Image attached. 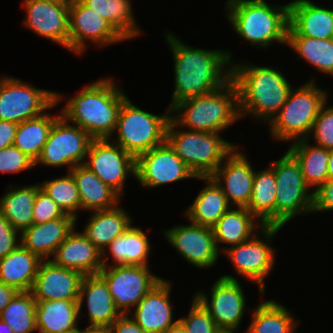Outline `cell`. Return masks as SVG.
Segmentation results:
<instances>
[{"instance_id":"obj_43","label":"cell","mask_w":333,"mask_h":333,"mask_svg":"<svg viewBox=\"0 0 333 333\" xmlns=\"http://www.w3.org/2000/svg\"><path fill=\"white\" fill-rule=\"evenodd\" d=\"M193 298L187 317L179 318L187 333H220L221 329L208 311L195 297Z\"/></svg>"},{"instance_id":"obj_49","label":"cell","mask_w":333,"mask_h":333,"mask_svg":"<svg viewBox=\"0 0 333 333\" xmlns=\"http://www.w3.org/2000/svg\"><path fill=\"white\" fill-rule=\"evenodd\" d=\"M108 330L109 333H147L128 314H121Z\"/></svg>"},{"instance_id":"obj_40","label":"cell","mask_w":333,"mask_h":333,"mask_svg":"<svg viewBox=\"0 0 333 333\" xmlns=\"http://www.w3.org/2000/svg\"><path fill=\"white\" fill-rule=\"evenodd\" d=\"M288 47L298 58L304 59L318 71L333 76V38L315 39L304 36H287Z\"/></svg>"},{"instance_id":"obj_8","label":"cell","mask_w":333,"mask_h":333,"mask_svg":"<svg viewBox=\"0 0 333 333\" xmlns=\"http://www.w3.org/2000/svg\"><path fill=\"white\" fill-rule=\"evenodd\" d=\"M170 108L162 115H155L132 104L127 98L119 111L114 133L110 138L135 159L166 141V129L170 120Z\"/></svg>"},{"instance_id":"obj_42","label":"cell","mask_w":333,"mask_h":333,"mask_svg":"<svg viewBox=\"0 0 333 333\" xmlns=\"http://www.w3.org/2000/svg\"><path fill=\"white\" fill-rule=\"evenodd\" d=\"M66 176L46 180L40 187L67 215L77 220L81 203L76 182L70 172Z\"/></svg>"},{"instance_id":"obj_58","label":"cell","mask_w":333,"mask_h":333,"mask_svg":"<svg viewBox=\"0 0 333 333\" xmlns=\"http://www.w3.org/2000/svg\"><path fill=\"white\" fill-rule=\"evenodd\" d=\"M64 333H80V329L73 332H64Z\"/></svg>"},{"instance_id":"obj_15","label":"cell","mask_w":333,"mask_h":333,"mask_svg":"<svg viewBox=\"0 0 333 333\" xmlns=\"http://www.w3.org/2000/svg\"><path fill=\"white\" fill-rule=\"evenodd\" d=\"M84 165L119 196L123 195L126 177L135 179L136 159L110 139H93Z\"/></svg>"},{"instance_id":"obj_20","label":"cell","mask_w":333,"mask_h":333,"mask_svg":"<svg viewBox=\"0 0 333 333\" xmlns=\"http://www.w3.org/2000/svg\"><path fill=\"white\" fill-rule=\"evenodd\" d=\"M69 5L23 0L24 26L69 50Z\"/></svg>"},{"instance_id":"obj_44","label":"cell","mask_w":333,"mask_h":333,"mask_svg":"<svg viewBox=\"0 0 333 333\" xmlns=\"http://www.w3.org/2000/svg\"><path fill=\"white\" fill-rule=\"evenodd\" d=\"M326 104L321 107L308 139L313 137L315 145L333 150V106Z\"/></svg>"},{"instance_id":"obj_32","label":"cell","mask_w":333,"mask_h":333,"mask_svg":"<svg viewBox=\"0 0 333 333\" xmlns=\"http://www.w3.org/2000/svg\"><path fill=\"white\" fill-rule=\"evenodd\" d=\"M41 259L21 244L0 259V282L18 291H31Z\"/></svg>"},{"instance_id":"obj_1","label":"cell","mask_w":333,"mask_h":333,"mask_svg":"<svg viewBox=\"0 0 333 333\" xmlns=\"http://www.w3.org/2000/svg\"><path fill=\"white\" fill-rule=\"evenodd\" d=\"M174 61V91L169 108L192 97L213 92L232 77V55L226 50H205L186 45L165 34Z\"/></svg>"},{"instance_id":"obj_51","label":"cell","mask_w":333,"mask_h":333,"mask_svg":"<svg viewBox=\"0 0 333 333\" xmlns=\"http://www.w3.org/2000/svg\"><path fill=\"white\" fill-rule=\"evenodd\" d=\"M19 291L3 282H0V314Z\"/></svg>"},{"instance_id":"obj_57","label":"cell","mask_w":333,"mask_h":333,"mask_svg":"<svg viewBox=\"0 0 333 333\" xmlns=\"http://www.w3.org/2000/svg\"><path fill=\"white\" fill-rule=\"evenodd\" d=\"M220 333H234V331L221 330Z\"/></svg>"},{"instance_id":"obj_37","label":"cell","mask_w":333,"mask_h":333,"mask_svg":"<svg viewBox=\"0 0 333 333\" xmlns=\"http://www.w3.org/2000/svg\"><path fill=\"white\" fill-rule=\"evenodd\" d=\"M247 333H296L298 320L289 309L274 301H263L252 310Z\"/></svg>"},{"instance_id":"obj_5","label":"cell","mask_w":333,"mask_h":333,"mask_svg":"<svg viewBox=\"0 0 333 333\" xmlns=\"http://www.w3.org/2000/svg\"><path fill=\"white\" fill-rule=\"evenodd\" d=\"M170 114L177 128L220 133L241 118L238 89L231 79L213 92L175 104Z\"/></svg>"},{"instance_id":"obj_4","label":"cell","mask_w":333,"mask_h":333,"mask_svg":"<svg viewBox=\"0 0 333 333\" xmlns=\"http://www.w3.org/2000/svg\"><path fill=\"white\" fill-rule=\"evenodd\" d=\"M227 19L236 34L252 46L270 48L287 44L289 4L273 5L265 0H227Z\"/></svg>"},{"instance_id":"obj_45","label":"cell","mask_w":333,"mask_h":333,"mask_svg":"<svg viewBox=\"0 0 333 333\" xmlns=\"http://www.w3.org/2000/svg\"><path fill=\"white\" fill-rule=\"evenodd\" d=\"M57 218H73L62 209L41 188L37 191L33 207V224H42Z\"/></svg>"},{"instance_id":"obj_17","label":"cell","mask_w":333,"mask_h":333,"mask_svg":"<svg viewBox=\"0 0 333 333\" xmlns=\"http://www.w3.org/2000/svg\"><path fill=\"white\" fill-rule=\"evenodd\" d=\"M135 172L137 182L147 188L196 178L167 141L139 155Z\"/></svg>"},{"instance_id":"obj_6","label":"cell","mask_w":333,"mask_h":333,"mask_svg":"<svg viewBox=\"0 0 333 333\" xmlns=\"http://www.w3.org/2000/svg\"><path fill=\"white\" fill-rule=\"evenodd\" d=\"M176 128L177 124L170 118L166 141L196 177L211 176L238 146L220 137L219 133L178 131Z\"/></svg>"},{"instance_id":"obj_28","label":"cell","mask_w":333,"mask_h":333,"mask_svg":"<svg viewBox=\"0 0 333 333\" xmlns=\"http://www.w3.org/2000/svg\"><path fill=\"white\" fill-rule=\"evenodd\" d=\"M78 188L81 210H107L119 205L120 197L84 164L69 171Z\"/></svg>"},{"instance_id":"obj_12","label":"cell","mask_w":333,"mask_h":333,"mask_svg":"<svg viewBox=\"0 0 333 333\" xmlns=\"http://www.w3.org/2000/svg\"><path fill=\"white\" fill-rule=\"evenodd\" d=\"M93 138L77 125H71L59 114L35 165L51 167L68 166V172L79 164H84Z\"/></svg>"},{"instance_id":"obj_56","label":"cell","mask_w":333,"mask_h":333,"mask_svg":"<svg viewBox=\"0 0 333 333\" xmlns=\"http://www.w3.org/2000/svg\"><path fill=\"white\" fill-rule=\"evenodd\" d=\"M41 2H50L53 4H71L72 0H38Z\"/></svg>"},{"instance_id":"obj_35","label":"cell","mask_w":333,"mask_h":333,"mask_svg":"<svg viewBox=\"0 0 333 333\" xmlns=\"http://www.w3.org/2000/svg\"><path fill=\"white\" fill-rule=\"evenodd\" d=\"M10 187L0 198V213L19 232L33 224V207L40 183Z\"/></svg>"},{"instance_id":"obj_30","label":"cell","mask_w":333,"mask_h":333,"mask_svg":"<svg viewBox=\"0 0 333 333\" xmlns=\"http://www.w3.org/2000/svg\"><path fill=\"white\" fill-rule=\"evenodd\" d=\"M78 300L36 301V327L40 333H64L79 330Z\"/></svg>"},{"instance_id":"obj_52","label":"cell","mask_w":333,"mask_h":333,"mask_svg":"<svg viewBox=\"0 0 333 333\" xmlns=\"http://www.w3.org/2000/svg\"><path fill=\"white\" fill-rule=\"evenodd\" d=\"M164 333H187L185 327L180 321L168 328Z\"/></svg>"},{"instance_id":"obj_23","label":"cell","mask_w":333,"mask_h":333,"mask_svg":"<svg viewBox=\"0 0 333 333\" xmlns=\"http://www.w3.org/2000/svg\"><path fill=\"white\" fill-rule=\"evenodd\" d=\"M287 36L315 39L333 38V10L321 7L311 0L289 2Z\"/></svg>"},{"instance_id":"obj_11","label":"cell","mask_w":333,"mask_h":333,"mask_svg":"<svg viewBox=\"0 0 333 333\" xmlns=\"http://www.w3.org/2000/svg\"><path fill=\"white\" fill-rule=\"evenodd\" d=\"M281 228L264 226L260 229V234H262L260 238L257 232L250 240L241 244L229 248L220 247V251L222 250L223 254H226L225 256H228L233 263L236 273L255 282L261 294L265 292L264 279L273 270L276 258V250L269 243Z\"/></svg>"},{"instance_id":"obj_10","label":"cell","mask_w":333,"mask_h":333,"mask_svg":"<svg viewBox=\"0 0 333 333\" xmlns=\"http://www.w3.org/2000/svg\"><path fill=\"white\" fill-rule=\"evenodd\" d=\"M62 99L59 92L31 86L18 78H0V120L22 123L55 107Z\"/></svg>"},{"instance_id":"obj_53","label":"cell","mask_w":333,"mask_h":333,"mask_svg":"<svg viewBox=\"0 0 333 333\" xmlns=\"http://www.w3.org/2000/svg\"><path fill=\"white\" fill-rule=\"evenodd\" d=\"M327 169H328V179H333V150H330Z\"/></svg>"},{"instance_id":"obj_25","label":"cell","mask_w":333,"mask_h":333,"mask_svg":"<svg viewBox=\"0 0 333 333\" xmlns=\"http://www.w3.org/2000/svg\"><path fill=\"white\" fill-rule=\"evenodd\" d=\"M76 228L57 247L53 259L55 265L79 271L83 275H95L103 268L102 252Z\"/></svg>"},{"instance_id":"obj_7","label":"cell","mask_w":333,"mask_h":333,"mask_svg":"<svg viewBox=\"0 0 333 333\" xmlns=\"http://www.w3.org/2000/svg\"><path fill=\"white\" fill-rule=\"evenodd\" d=\"M311 80L291 89L285 104L269 123L274 140L295 142L309 138L321 107L328 101L326 90Z\"/></svg>"},{"instance_id":"obj_9","label":"cell","mask_w":333,"mask_h":333,"mask_svg":"<svg viewBox=\"0 0 333 333\" xmlns=\"http://www.w3.org/2000/svg\"><path fill=\"white\" fill-rule=\"evenodd\" d=\"M270 163L276 178V226L302 214L313 213L314 191L306 184L296 159L287 151Z\"/></svg>"},{"instance_id":"obj_31","label":"cell","mask_w":333,"mask_h":333,"mask_svg":"<svg viewBox=\"0 0 333 333\" xmlns=\"http://www.w3.org/2000/svg\"><path fill=\"white\" fill-rule=\"evenodd\" d=\"M195 179L205 180L207 186L201 189L194 202L185 210L184 215L188 221L212 228L230 209V204L221 188L210 176Z\"/></svg>"},{"instance_id":"obj_22","label":"cell","mask_w":333,"mask_h":333,"mask_svg":"<svg viewBox=\"0 0 333 333\" xmlns=\"http://www.w3.org/2000/svg\"><path fill=\"white\" fill-rule=\"evenodd\" d=\"M172 284L162 279L157 283L130 312L136 323L147 333H164L176 324L170 300Z\"/></svg>"},{"instance_id":"obj_46","label":"cell","mask_w":333,"mask_h":333,"mask_svg":"<svg viewBox=\"0 0 333 333\" xmlns=\"http://www.w3.org/2000/svg\"><path fill=\"white\" fill-rule=\"evenodd\" d=\"M35 167V162L16 146L11 145L0 150V172L18 173Z\"/></svg>"},{"instance_id":"obj_36","label":"cell","mask_w":333,"mask_h":333,"mask_svg":"<svg viewBox=\"0 0 333 333\" xmlns=\"http://www.w3.org/2000/svg\"><path fill=\"white\" fill-rule=\"evenodd\" d=\"M246 208L263 226H276V178L270 165L255 171L252 198Z\"/></svg>"},{"instance_id":"obj_41","label":"cell","mask_w":333,"mask_h":333,"mask_svg":"<svg viewBox=\"0 0 333 333\" xmlns=\"http://www.w3.org/2000/svg\"><path fill=\"white\" fill-rule=\"evenodd\" d=\"M0 319L13 333H32L36 327V300L31 291H19L3 309Z\"/></svg>"},{"instance_id":"obj_47","label":"cell","mask_w":333,"mask_h":333,"mask_svg":"<svg viewBox=\"0 0 333 333\" xmlns=\"http://www.w3.org/2000/svg\"><path fill=\"white\" fill-rule=\"evenodd\" d=\"M19 233L0 213V259L5 258L18 247L20 236L17 235Z\"/></svg>"},{"instance_id":"obj_54","label":"cell","mask_w":333,"mask_h":333,"mask_svg":"<svg viewBox=\"0 0 333 333\" xmlns=\"http://www.w3.org/2000/svg\"><path fill=\"white\" fill-rule=\"evenodd\" d=\"M80 333H109L108 329L85 328Z\"/></svg>"},{"instance_id":"obj_19","label":"cell","mask_w":333,"mask_h":333,"mask_svg":"<svg viewBox=\"0 0 333 333\" xmlns=\"http://www.w3.org/2000/svg\"><path fill=\"white\" fill-rule=\"evenodd\" d=\"M236 148L210 176L221 188L229 204L247 207L252 198L255 170L244 153Z\"/></svg>"},{"instance_id":"obj_2","label":"cell","mask_w":333,"mask_h":333,"mask_svg":"<svg viewBox=\"0 0 333 333\" xmlns=\"http://www.w3.org/2000/svg\"><path fill=\"white\" fill-rule=\"evenodd\" d=\"M127 98L111 77L99 79L67 99L61 115L93 139H110L115 132L120 108Z\"/></svg>"},{"instance_id":"obj_26","label":"cell","mask_w":333,"mask_h":333,"mask_svg":"<svg viewBox=\"0 0 333 333\" xmlns=\"http://www.w3.org/2000/svg\"><path fill=\"white\" fill-rule=\"evenodd\" d=\"M76 223L75 218H57L42 224H32L20 232V244L41 260H49L76 228Z\"/></svg>"},{"instance_id":"obj_24","label":"cell","mask_w":333,"mask_h":333,"mask_svg":"<svg viewBox=\"0 0 333 333\" xmlns=\"http://www.w3.org/2000/svg\"><path fill=\"white\" fill-rule=\"evenodd\" d=\"M86 300L89 325L86 328L108 329L121 315L115 307L105 280L99 275H84L79 292V313Z\"/></svg>"},{"instance_id":"obj_50","label":"cell","mask_w":333,"mask_h":333,"mask_svg":"<svg viewBox=\"0 0 333 333\" xmlns=\"http://www.w3.org/2000/svg\"><path fill=\"white\" fill-rule=\"evenodd\" d=\"M17 123L0 120V150L13 145Z\"/></svg>"},{"instance_id":"obj_38","label":"cell","mask_w":333,"mask_h":333,"mask_svg":"<svg viewBox=\"0 0 333 333\" xmlns=\"http://www.w3.org/2000/svg\"><path fill=\"white\" fill-rule=\"evenodd\" d=\"M58 117L45 111L37 117L18 123L13 145L36 162Z\"/></svg>"},{"instance_id":"obj_14","label":"cell","mask_w":333,"mask_h":333,"mask_svg":"<svg viewBox=\"0 0 333 333\" xmlns=\"http://www.w3.org/2000/svg\"><path fill=\"white\" fill-rule=\"evenodd\" d=\"M195 294L194 297L208 311L221 330L235 332L239 330L245 313L246 298L242 286L234 276L226 274L218 278L211 286L209 297L202 290Z\"/></svg>"},{"instance_id":"obj_13","label":"cell","mask_w":333,"mask_h":333,"mask_svg":"<svg viewBox=\"0 0 333 333\" xmlns=\"http://www.w3.org/2000/svg\"><path fill=\"white\" fill-rule=\"evenodd\" d=\"M107 283L115 307L120 314L130 313V309L163 278L153 275L149 266L115 265L103 266L98 273Z\"/></svg>"},{"instance_id":"obj_16","label":"cell","mask_w":333,"mask_h":333,"mask_svg":"<svg viewBox=\"0 0 333 333\" xmlns=\"http://www.w3.org/2000/svg\"><path fill=\"white\" fill-rule=\"evenodd\" d=\"M87 40L103 47L126 39L93 9L80 0H72L69 5V51L81 55L86 51Z\"/></svg>"},{"instance_id":"obj_33","label":"cell","mask_w":333,"mask_h":333,"mask_svg":"<svg viewBox=\"0 0 333 333\" xmlns=\"http://www.w3.org/2000/svg\"><path fill=\"white\" fill-rule=\"evenodd\" d=\"M256 220L257 218L246 207L229 209L212 227L218 251L220 252V243L232 247L250 240L264 227L259 221L255 223Z\"/></svg>"},{"instance_id":"obj_21","label":"cell","mask_w":333,"mask_h":333,"mask_svg":"<svg viewBox=\"0 0 333 333\" xmlns=\"http://www.w3.org/2000/svg\"><path fill=\"white\" fill-rule=\"evenodd\" d=\"M83 277L79 271L42 260L31 292L36 301L78 300Z\"/></svg>"},{"instance_id":"obj_18","label":"cell","mask_w":333,"mask_h":333,"mask_svg":"<svg viewBox=\"0 0 333 333\" xmlns=\"http://www.w3.org/2000/svg\"><path fill=\"white\" fill-rule=\"evenodd\" d=\"M164 236L173 248L192 266L210 268L216 264L220 252L211 227L191 222L165 230Z\"/></svg>"},{"instance_id":"obj_39","label":"cell","mask_w":333,"mask_h":333,"mask_svg":"<svg viewBox=\"0 0 333 333\" xmlns=\"http://www.w3.org/2000/svg\"><path fill=\"white\" fill-rule=\"evenodd\" d=\"M84 5L109 21L126 39L140 35L133 15L131 0H80Z\"/></svg>"},{"instance_id":"obj_55","label":"cell","mask_w":333,"mask_h":333,"mask_svg":"<svg viewBox=\"0 0 333 333\" xmlns=\"http://www.w3.org/2000/svg\"><path fill=\"white\" fill-rule=\"evenodd\" d=\"M0 333H13L12 328L0 319Z\"/></svg>"},{"instance_id":"obj_29","label":"cell","mask_w":333,"mask_h":333,"mask_svg":"<svg viewBox=\"0 0 333 333\" xmlns=\"http://www.w3.org/2000/svg\"><path fill=\"white\" fill-rule=\"evenodd\" d=\"M88 222L82 231L83 235L101 252L132 223L131 216L116 206L107 210L92 211Z\"/></svg>"},{"instance_id":"obj_34","label":"cell","mask_w":333,"mask_h":333,"mask_svg":"<svg viewBox=\"0 0 333 333\" xmlns=\"http://www.w3.org/2000/svg\"><path fill=\"white\" fill-rule=\"evenodd\" d=\"M288 152L298 162L306 184L317 190L328 179L330 150L317 145H309V139L292 142Z\"/></svg>"},{"instance_id":"obj_3","label":"cell","mask_w":333,"mask_h":333,"mask_svg":"<svg viewBox=\"0 0 333 333\" xmlns=\"http://www.w3.org/2000/svg\"><path fill=\"white\" fill-rule=\"evenodd\" d=\"M232 63L231 79L238 89L240 117L251 114L270 123L293 88L288 79L276 68Z\"/></svg>"},{"instance_id":"obj_48","label":"cell","mask_w":333,"mask_h":333,"mask_svg":"<svg viewBox=\"0 0 333 333\" xmlns=\"http://www.w3.org/2000/svg\"><path fill=\"white\" fill-rule=\"evenodd\" d=\"M333 210V179H327L314 191V212H327Z\"/></svg>"},{"instance_id":"obj_27","label":"cell","mask_w":333,"mask_h":333,"mask_svg":"<svg viewBox=\"0 0 333 333\" xmlns=\"http://www.w3.org/2000/svg\"><path fill=\"white\" fill-rule=\"evenodd\" d=\"M132 224L133 223H131V225L120 236L115 238L104 249V251L102 252L103 266H149L148 256L150 254L151 247L148 236L141 228L135 226L133 227ZM108 250L109 254L107 253ZM106 254L111 256H108ZM110 257L114 261V263L112 262V265H108Z\"/></svg>"}]
</instances>
